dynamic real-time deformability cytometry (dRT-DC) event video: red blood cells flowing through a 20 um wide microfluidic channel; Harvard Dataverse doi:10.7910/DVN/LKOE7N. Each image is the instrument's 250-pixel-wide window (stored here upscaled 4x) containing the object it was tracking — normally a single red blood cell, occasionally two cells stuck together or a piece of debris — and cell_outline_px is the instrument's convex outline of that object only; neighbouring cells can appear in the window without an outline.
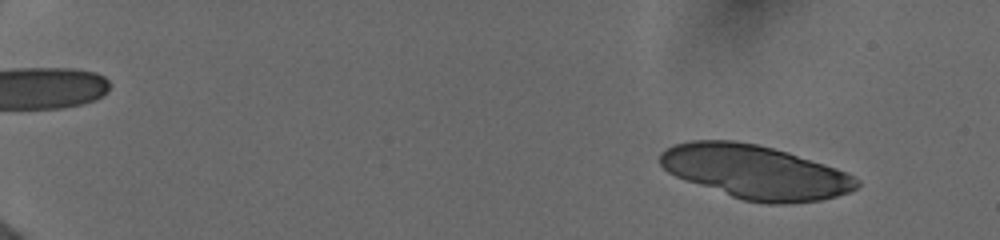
{"species": "human", "species_latin": "Homo sapiens", "temperature_condition": "cold", "stored_images_in_passage": 41, "camera_frame_rate_fps": 3000, "um_per_image_px": 0.085, "donor": {"sex": "female"}, "frame": {"image": 1, "passage_image": 5, "time_ms": 1.333, "image_size_px": [1000, 240], "cell_outline_px": [[860, 184], [856, 188], [848, 192], [836, 196], [820, 200], [784, 204], [768, 204], [744, 200], [732, 196], [676, 176], [668, 172], [660, 164], [660, 152], [676, 144], [692, 140], [736, 140], [756, 144], [788, 152], [836, 168], [860, 180]], "centroid_in_image_um": [64.21, 14.61], "position_along_channel_um": 20.8, "area_um2": 60.98}}
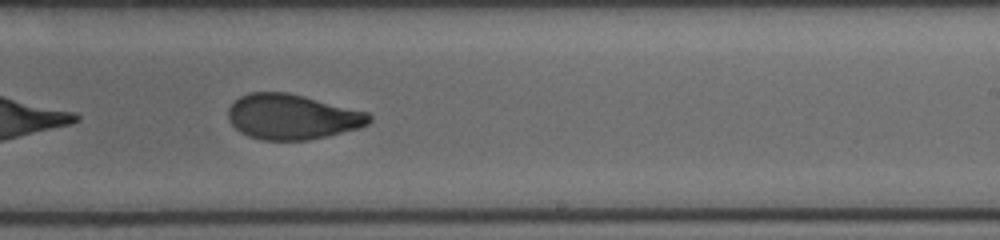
{"frame": {"image": 2, "passage_image": 22, "time_ms": 11.667, "image_size_px": [1000, 240], "cell_outline_px": [[372, 120], [368, 124], [356, 128], [308, 140], [264, 140], [248, 136], [240, 132], [228, 120], [228, 108], [240, 96], [248, 92], [288, 92], [368, 112], [372, 116]], "centroid_in_image_um": [24.8, 9.92], "position_along_channel_um": 264.2, "area_um2": 36.93}}
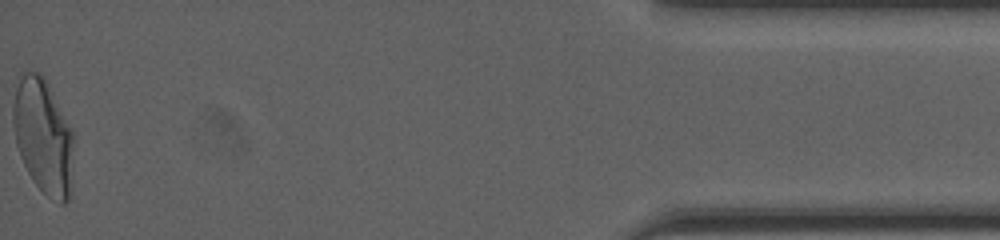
{"frame": {"image": 3, "passage_image": 41, "time_ms": 17.667, "image_size_px": [1000, 240], "cell_outline_px": [[72, 196], [64, 204], [60, 204], [48, 196], [32, 180], [20, 156], [16, 144], [12, 120], [12, 108], [16, 88], [20, 72], [40, 72], [44, 76], [72, 128]], "centroid_in_image_um": [3.67, 11.59], "position_along_channel_um": 431.5, "area_um2": 40.92}, "authors_computed_cell_mechanics": {"area_um2": 39.3618, "velocity_mm_per_s": 3.9755, "shape_relaxation_time_tau1_ms": 6.0143, "shape_relaxation_time_tau2_ms": 1.0716, "deformation_change_tau1": 0.176, "deformation_change_tau2": 0.0587}}